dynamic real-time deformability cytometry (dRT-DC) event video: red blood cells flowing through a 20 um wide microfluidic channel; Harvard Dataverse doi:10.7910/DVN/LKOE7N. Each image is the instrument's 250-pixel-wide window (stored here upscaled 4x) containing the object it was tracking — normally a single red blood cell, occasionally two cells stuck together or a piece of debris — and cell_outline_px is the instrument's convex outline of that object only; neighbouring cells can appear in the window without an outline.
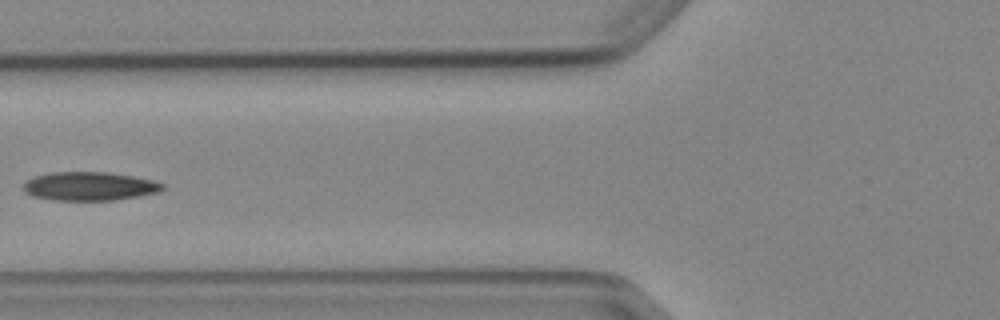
{"species": "Egyptian fruit bat (a non-hibernating species)", "species_latin": "Rousettus aegyptiacus", "temperature_condition": "cold", "stored_images_in_passage": 7, "camera_frame_rate_fps": 3000, "um_per_image_px": 0.085, "animal": {"sex": "female"}, "frame": {"image": 1, "passage_image": 6, "time_ms": 6.0, "image_size_px": [1000, 320], "cell_outline_px": [[164, 188], [160, 192], [140, 196], [112, 200], [56, 200], [32, 196], [24, 192], [24, 184], [28, 180], [36, 176], [52, 172], [108, 172], [132, 176], [152, 180], [164, 184]], "centroid_in_image_um": [7.63, 15.83], "position_along_channel_um": 118.2, "area_um2": 23.12}}